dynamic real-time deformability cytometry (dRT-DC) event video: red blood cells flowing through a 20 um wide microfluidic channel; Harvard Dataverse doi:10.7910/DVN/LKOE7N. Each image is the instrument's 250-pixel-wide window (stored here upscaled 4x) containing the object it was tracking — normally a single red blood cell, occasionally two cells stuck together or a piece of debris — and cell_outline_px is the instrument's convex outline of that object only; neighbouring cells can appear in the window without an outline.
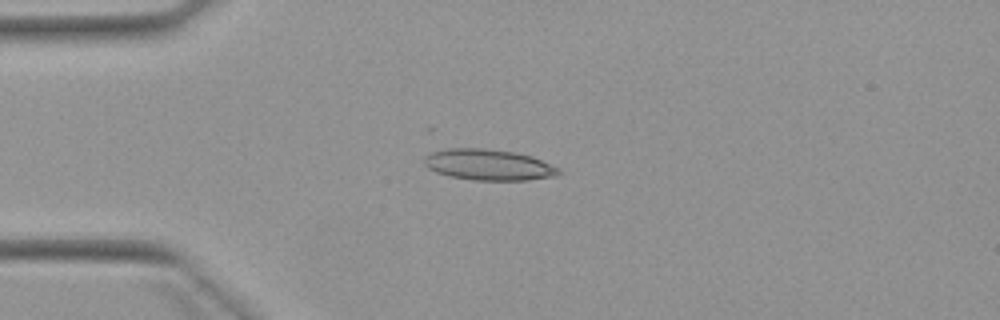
{"species": "Egyptian fruit bat (a non-hibernating species)", "species_latin": "Rousettus aegyptiacus", "temperature_condition": "warm", "stored_images_in_passage": 3, "camera_frame_rate_fps": 3000, "um_per_image_px": 0.085, "animal": {"sex": "female"}, "frame": {"image": 1, "passage_image": 3, "time_ms": 2.667, "image_size_px": [1000, 320], "cell_outline_px": [[560, 172], [556, 176], [528, 180], [476, 180], [448, 176], [436, 172], [428, 168], [424, 164], [424, 156], [432, 152], [448, 148], [488, 148], [516, 152], [532, 156], [560, 168]], "centroid_in_image_um": [41.53, 14.0], "position_along_channel_um": 43.5, "area_um2": 24.45}}